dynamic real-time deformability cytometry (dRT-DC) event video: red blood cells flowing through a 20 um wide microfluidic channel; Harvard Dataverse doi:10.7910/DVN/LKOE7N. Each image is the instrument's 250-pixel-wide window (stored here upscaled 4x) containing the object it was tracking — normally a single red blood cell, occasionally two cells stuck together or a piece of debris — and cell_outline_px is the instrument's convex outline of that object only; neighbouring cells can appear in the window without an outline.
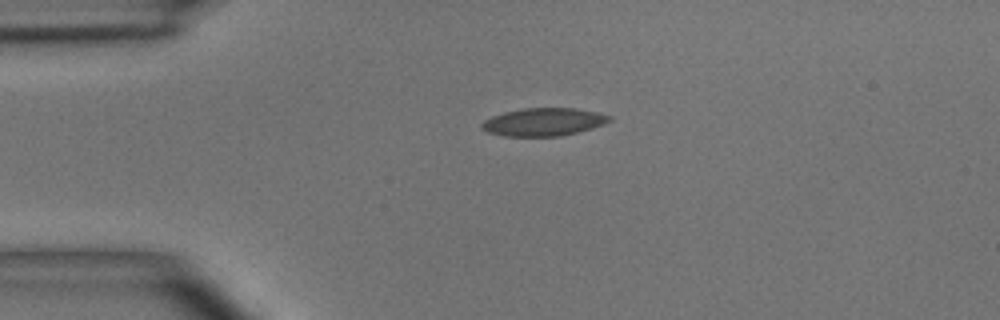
{"species": "common noctule bat (a hibernating species)", "species_latin": "Nyctalus noctula", "temperature_condition": "room temperature", "stored_images_in_passage": 2, "camera_frame_rate_fps": 3000, "um_per_image_px": 0.085, "animal": {"sex": "male", "body_mass_g": 15.6}, "frame": {"image": 1, "passage_image": 1, "time_ms": 0.0, "image_size_px": [1000, 320], "cell_outline_px": [[612, 120], [604, 124], [592, 128], [560, 136], [504, 136], [488, 132], [480, 128], [480, 124], [484, 120], [492, 116], [504, 112], [524, 108], [576, 108], [596, 112], [612, 116]], "centroid_in_image_um": [46.19, 10.36], "position_along_channel_um": 38.8, "area_um2": 20.75}}